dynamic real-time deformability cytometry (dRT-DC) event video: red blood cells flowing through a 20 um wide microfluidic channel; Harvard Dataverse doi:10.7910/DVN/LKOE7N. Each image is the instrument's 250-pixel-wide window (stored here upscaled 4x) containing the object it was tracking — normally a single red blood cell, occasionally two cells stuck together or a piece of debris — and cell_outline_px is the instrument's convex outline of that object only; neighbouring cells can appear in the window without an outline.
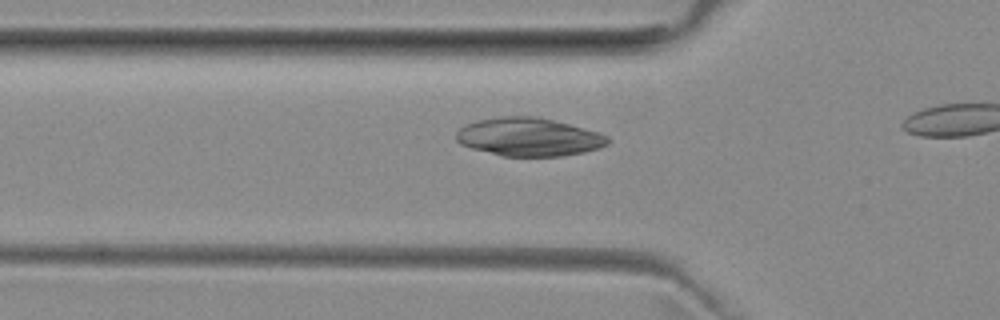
{"species": "common noctule bat (a hibernating species)", "species_latin": "Nyctalus noctula", "temperature_condition": "room temperature", "stored_images_in_passage": 10, "camera_frame_rate_fps": 3000, "um_per_image_px": 0.085, "animal": {"sex": "female", "body_mass_g": 29.2, "forearm_length_mm": 56.3}, "frame": {"image": 1, "passage_image": 5, "time_ms": 1.333, "image_size_px": [1000, 320], "cell_outline_px": [[612, 140], [608, 144], [600, 148], [584, 152], [560, 156], [500, 156], [472, 148], [460, 144], [456, 140], [456, 132], [460, 128], [476, 120], [500, 116], [532, 116], [552, 120], [600, 132], [608, 136]], "centroid_in_image_um": [44.96, 11.65], "position_along_channel_um": 80.8, "area_um2": 33.87}}
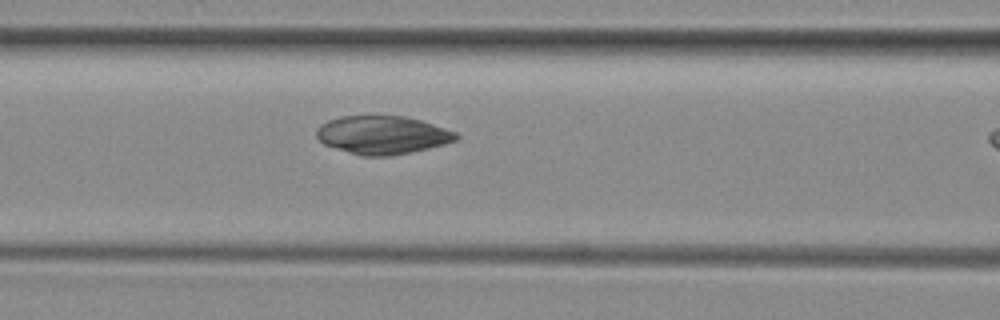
{"frame": {"image": 2, "passage_image": 9, "time_ms": 2.667, "image_size_px": [1000, 320], "cell_outline_px": [[460, 136], [456, 140], [444, 144], [428, 148], [388, 156], [360, 156], [324, 144], [316, 136], [316, 128], [320, 124], [328, 120], [340, 116], [404, 116], [420, 120], [456, 132]], "centroid_in_image_um": [32.47, 11.47], "position_along_channel_um": 134.1, "area_um2": 30.92}}